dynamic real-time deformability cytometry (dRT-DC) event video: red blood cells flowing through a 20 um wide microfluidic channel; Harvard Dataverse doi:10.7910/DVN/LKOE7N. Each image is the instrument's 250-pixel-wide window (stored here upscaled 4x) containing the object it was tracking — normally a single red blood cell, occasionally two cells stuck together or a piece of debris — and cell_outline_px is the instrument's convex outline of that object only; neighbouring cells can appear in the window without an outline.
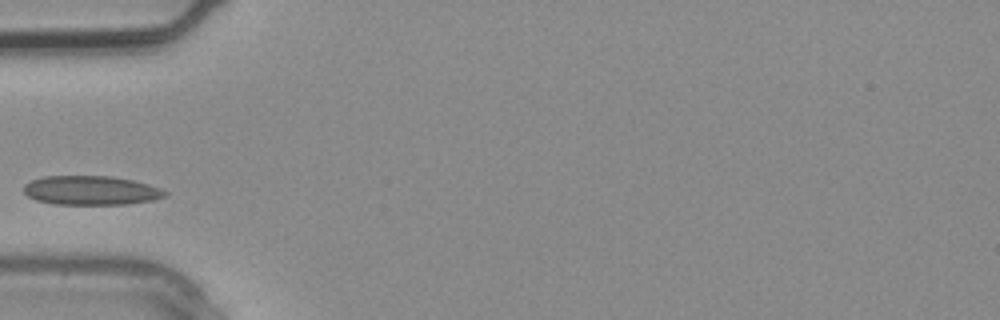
{"species": "common noctule bat (a hibernating species)", "species_latin": "Nyctalus noctula", "temperature_condition": "warm", "stored_images_in_passage": 2, "camera_frame_rate_fps": 3000, "um_per_image_px": 0.085, "animal": {"sex": "male", "body_mass_g": 20.4}, "frame": {"image": 1, "passage_image": 2, "time_ms": 0.333, "image_size_px": [1000, 320], "cell_outline_px": [[168, 196], [152, 200], [128, 204], [52, 204], [36, 200], [28, 196], [24, 192], [24, 184], [32, 180], [44, 176], [112, 176], [132, 180], [148, 184], [160, 188], [168, 192]], "centroid_in_image_um": [7.74, 16.18], "position_along_channel_um": 77.3, "area_um2": 24.04}}